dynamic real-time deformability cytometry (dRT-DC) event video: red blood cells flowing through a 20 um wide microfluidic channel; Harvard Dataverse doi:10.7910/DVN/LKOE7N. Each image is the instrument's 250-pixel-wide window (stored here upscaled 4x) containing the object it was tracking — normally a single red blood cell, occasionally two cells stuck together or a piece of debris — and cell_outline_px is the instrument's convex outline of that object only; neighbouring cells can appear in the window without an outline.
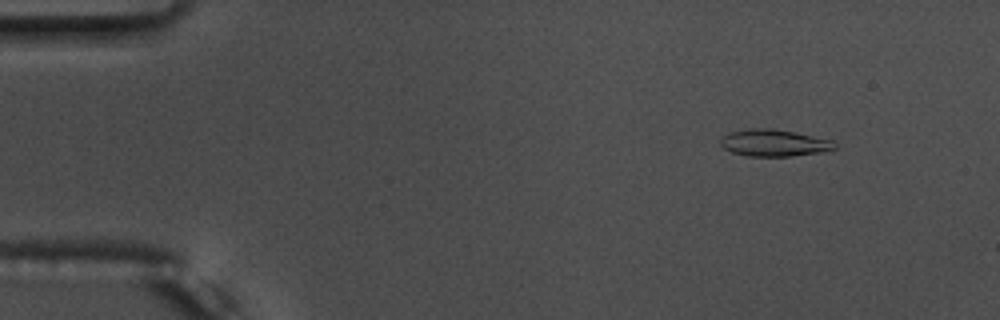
{"species": "common noctule bat (a hibernating species)", "species_latin": "Nyctalus noctula", "temperature_condition": "warm", "stored_images_in_passage": 56, "camera_frame_rate_fps": 3000, "um_per_image_px": 0.085, "animal": {"sex": "male", "body_mass_g": 17.5, "forearm_length_mm": 52.3}, "frame": {"image": 1, "passage_image": 7, "time_ms": 2.0, "image_size_px": [1000, 320], "cell_outline_px": [[836, 148], [820, 152], [792, 156], [748, 156], [732, 152], [724, 148], [720, 144], [720, 140], [724, 136], [732, 132], [744, 128], [772, 128], [796, 132], [832, 140], [836, 144]], "centroid_in_image_um": [65.79, 12.14], "position_along_channel_um": 19.2, "area_um2": 17.86}}
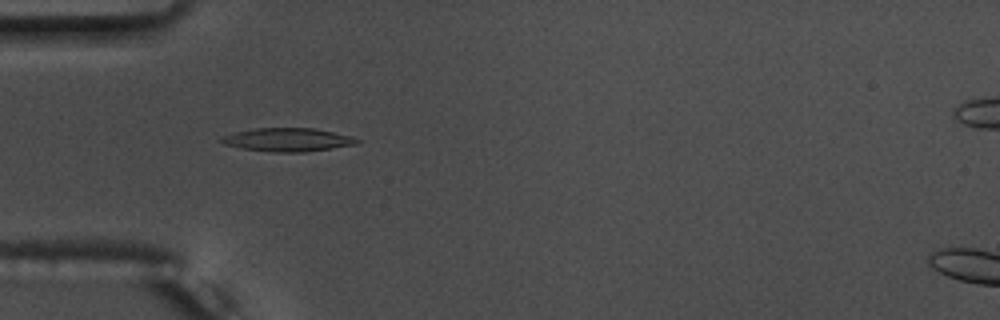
{"frame": {"image": 2, "passage_image": 18, "time_ms": 5.667, "image_size_px": [1000, 320], "cell_outline_px": [[360, 140], [356, 144], [332, 148], [304, 152], [272, 152], [244, 148], [224, 144], [220, 140], [224, 136], [236, 132], [256, 128], [312, 128], [352, 136]], "centroid_in_image_um": [24.48, 11.88], "position_along_channel_um": 60.5, "area_um2": 18.15}}
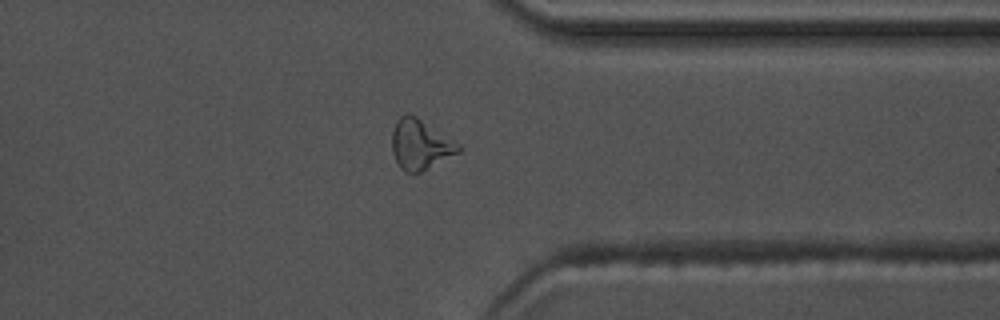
{"frame": {"image": 3, "passage_image": 44, "time_ms": 14.333, "image_size_px": [1000, 320], "cell_outline_px": [[464, 148], [460, 152], [420, 172], [404, 172], [400, 168], [392, 152], [392, 132], [396, 120], [400, 116], [408, 112], [416, 116], [460, 144]], "centroid_in_image_um": [35.72, 12.27], "position_along_channel_um": 375.7, "area_um2": 19.42}, "authors_computed_cell_mechanics": {"area_um2": 17.8024, "velocity_mm_per_s": 3.7223, "shape_relaxation_time_tau1_ms": null, "shape_relaxation_time_tau2_ms": 8.9041, "deformation_change_tau1": null, "deformation_change_tau2": 0.2029}}